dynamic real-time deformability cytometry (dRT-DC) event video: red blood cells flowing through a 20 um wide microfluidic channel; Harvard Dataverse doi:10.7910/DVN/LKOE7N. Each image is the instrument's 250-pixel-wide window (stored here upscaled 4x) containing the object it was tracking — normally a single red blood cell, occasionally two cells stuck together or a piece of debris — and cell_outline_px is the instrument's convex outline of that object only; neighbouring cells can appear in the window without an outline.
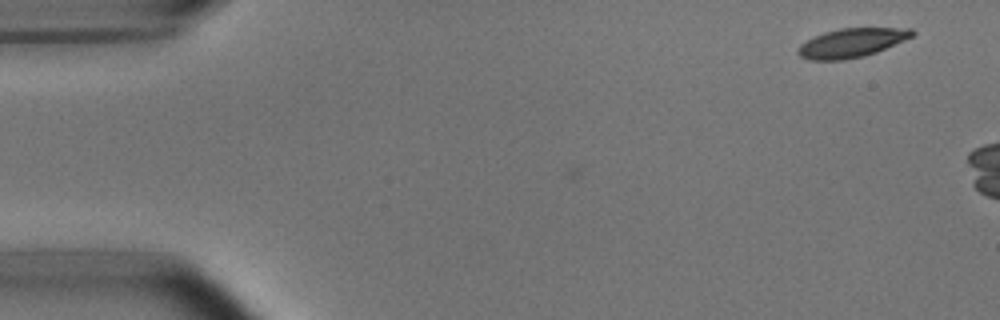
{"species": "common noctule bat (a hibernating species)", "species_latin": "Nyctalus noctula", "temperature_condition": "room temperature", "stored_images_in_passage": 3, "camera_frame_rate_fps": 3000, "um_per_image_px": 0.085, "animal": {"sex": "male", "body_mass_g": 15.6}, "frame": {"image": 1, "passage_image": 1, "time_ms": 0.0, "image_size_px": [1000, 320], "cell_outline_px": [[916, 32], [912, 36], [904, 40], [876, 52], [864, 56], [844, 60], [808, 60], [800, 56], [796, 52], [800, 44], [824, 32], [840, 28], [912, 28]], "centroid_in_image_um": [72.38, 3.64], "position_along_channel_um": 12.6, "area_um2": 19.19}}